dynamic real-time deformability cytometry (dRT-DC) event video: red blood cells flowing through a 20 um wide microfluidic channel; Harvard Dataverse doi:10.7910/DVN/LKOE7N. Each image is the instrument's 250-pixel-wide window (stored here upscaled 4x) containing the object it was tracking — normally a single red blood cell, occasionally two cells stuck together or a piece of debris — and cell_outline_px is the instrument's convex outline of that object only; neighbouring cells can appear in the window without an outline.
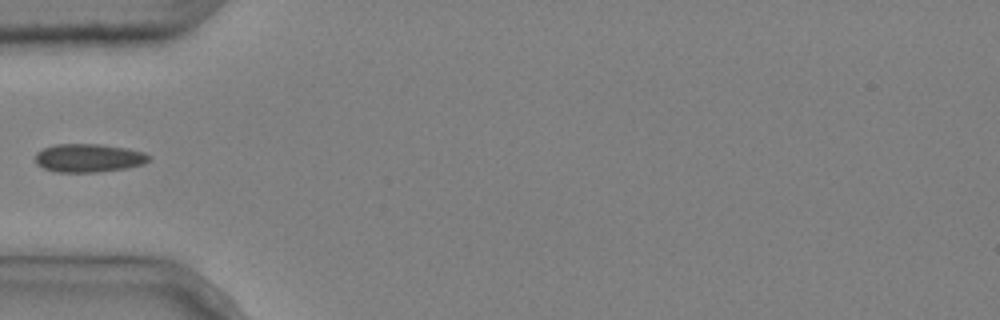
{"species": "common noctule bat (a hibernating species)", "species_latin": "Nyctalus noctula", "temperature_condition": "cold", "stored_images_in_passage": 5, "camera_frame_rate_fps": 3000, "um_per_image_px": 0.085, "animal": {"sex": "male", "body_mass_g": 20.4}, "frame": {"image": 1, "passage_image": 5, "time_ms": 1.333, "image_size_px": [1000, 320], "cell_outline_px": [[152, 156], [144, 164], [124, 168], [100, 172], [56, 172], [44, 168], [36, 164], [36, 152], [44, 148], [56, 144], [100, 144], [124, 148], [144, 152]], "centroid_in_image_um": [7.53, 13.43], "position_along_channel_um": 77.5, "area_um2": 18.73}}